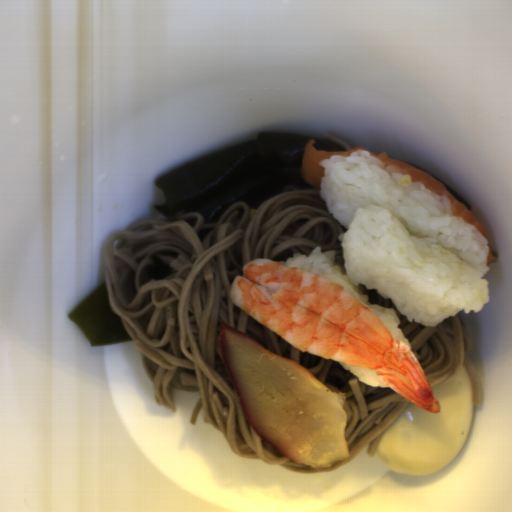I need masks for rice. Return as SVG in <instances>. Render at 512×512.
I'll return each mask as SVG.
<instances>
[{
	"label": "rice",
	"mask_w": 512,
	"mask_h": 512,
	"mask_svg": "<svg viewBox=\"0 0 512 512\" xmlns=\"http://www.w3.org/2000/svg\"><path fill=\"white\" fill-rule=\"evenodd\" d=\"M319 194L346 231L335 250L293 252L285 266L341 285L370 308L397 341L410 345L392 308L375 306L359 285L390 299L409 323L438 326L460 311L480 313L490 300V243L479 228L454 216L448 197L412 181L367 150L321 160Z\"/></svg>",
	"instance_id": "rice-1"
},
{
	"label": "rice",
	"mask_w": 512,
	"mask_h": 512,
	"mask_svg": "<svg viewBox=\"0 0 512 512\" xmlns=\"http://www.w3.org/2000/svg\"><path fill=\"white\" fill-rule=\"evenodd\" d=\"M343 368L350 370L354 375H356L360 381L377 388H389L387 384L378 379L376 370L368 369L361 366H351L344 362H340Z\"/></svg>",
	"instance_id": "rice-2"
}]
</instances>
